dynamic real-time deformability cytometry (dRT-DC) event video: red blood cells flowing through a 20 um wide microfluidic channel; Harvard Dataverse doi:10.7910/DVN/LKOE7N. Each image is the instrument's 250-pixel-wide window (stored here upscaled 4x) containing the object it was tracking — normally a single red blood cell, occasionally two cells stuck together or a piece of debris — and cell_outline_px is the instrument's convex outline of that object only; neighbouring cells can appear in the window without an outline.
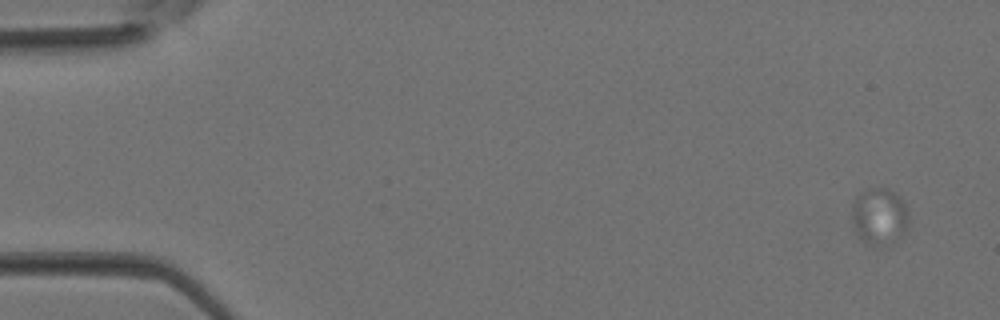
{"species": "Egyptian fruit bat (a non-hibernating species)", "species_latin": "Rousettus aegyptiacus", "temperature_condition": "room temperature", "stored_images_in_passage": 5, "camera_frame_rate_fps": 3000, "um_per_image_px": 0.085, "animal": {"sex": "female"}, "frame": {"image": 1, "passage_image": 1, "time_ms": 0.0, "image_size_px": [1000, 320], "cell_outline_px": [[908, 220], [904, 232], [896, 240], [888, 244], [872, 244], [856, 236], [852, 220], [852, 200], [860, 192], [868, 188], [888, 188], [900, 196], [908, 212]], "centroid_in_image_um": [74.71, 18.34], "position_along_channel_um": 10.3, "area_um2": 18.79}}
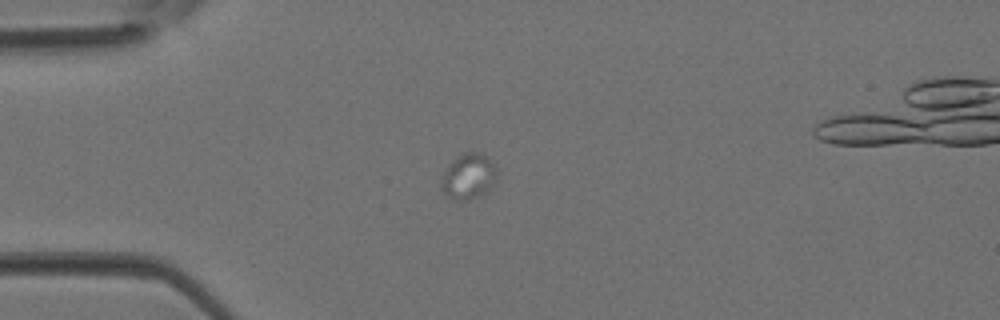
{"frame": {"image": 2, "passage_image": 4, "time_ms": 1.0, "image_size_px": [1000, 320], "cell_outline_px": [[496, 176], [492, 184], [484, 192], [468, 200], [460, 200], [448, 196], [440, 188], [440, 180], [444, 172], [464, 152], [480, 152], [496, 164]], "centroid_in_image_um": [39.82, 14.98], "position_along_channel_um": 45.2, "area_um2": 14.22}}